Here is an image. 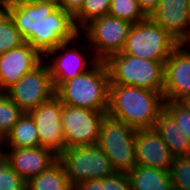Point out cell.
Here are the masks:
<instances>
[{"mask_svg": "<svg viewBox=\"0 0 190 190\" xmlns=\"http://www.w3.org/2000/svg\"><path fill=\"white\" fill-rule=\"evenodd\" d=\"M188 13H189V17H190V0H188Z\"/></svg>", "mask_w": 190, "mask_h": 190, "instance_id": "cell-39", "label": "cell"}, {"mask_svg": "<svg viewBox=\"0 0 190 190\" xmlns=\"http://www.w3.org/2000/svg\"><path fill=\"white\" fill-rule=\"evenodd\" d=\"M25 41L7 11L0 15V55L6 51L17 48Z\"/></svg>", "mask_w": 190, "mask_h": 190, "instance_id": "cell-23", "label": "cell"}, {"mask_svg": "<svg viewBox=\"0 0 190 190\" xmlns=\"http://www.w3.org/2000/svg\"><path fill=\"white\" fill-rule=\"evenodd\" d=\"M80 38L81 34L74 40L48 51L43 56V61L49 69L55 90L64 82L89 71L99 61L91 48H89L90 50L88 48L84 50L83 47H80L79 49L80 42H83L80 41ZM81 49L83 50L81 51ZM87 53L88 55H86Z\"/></svg>", "mask_w": 190, "mask_h": 190, "instance_id": "cell-7", "label": "cell"}, {"mask_svg": "<svg viewBox=\"0 0 190 190\" xmlns=\"http://www.w3.org/2000/svg\"><path fill=\"white\" fill-rule=\"evenodd\" d=\"M108 14L131 24L141 22L148 17L137 0H111Z\"/></svg>", "mask_w": 190, "mask_h": 190, "instance_id": "cell-25", "label": "cell"}, {"mask_svg": "<svg viewBox=\"0 0 190 190\" xmlns=\"http://www.w3.org/2000/svg\"><path fill=\"white\" fill-rule=\"evenodd\" d=\"M74 190H105L103 179L86 180L74 186Z\"/></svg>", "mask_w": 190, "mask_h": 190, "instance_id": "cell-32", "label": "cell"}, {"mask_svg": "<svg viewBox=\"0 0 190 190\" xmlns=\"http://www.w3.org/2000/svg\"><path fill=\"white\" fill-rule=\"evenodd\" d=\"M169 173L173 190H190V156L175 158Z\"/></svg>", "mask_w": 190, "mask_h": 190, "instance_id": "cell-27", "label": "cell"}, {"mask_svg": "<svg viewBox=\"0 0 190 190\" xmlns=\"http://www.w3.org/2000/svg\"><path fill=\"white\" fill-rule=\"evenodd\" d=\"M110 76L105 61H98L89 71L64 82L55 90L63 105L108 112Z\"/></svg>", "mask_w": 190, "mask_h": 190, "instance_id": "cell-2", "label": "cell"}, {"mask_svg": "<svg viewBox=\"0 0 190 190\" xmlns=\"http://www.w3.org/2000/svg\"><path fill=\"white\" fill-rule=\"evenodd\" d=\"M5 94L24 112L29 113L55 95L49 69L44 61L25 74Z\"/></svg>", "mask_w": 190, "mask_h": 190, "instance_id": "cell-9", "label": "cell"}, {"mask_svg": "<svg viewBox=\"0 0 190 190\" xmlns=\"http://www.w3.org/2000/svg\"><path fill=\"white\" fill-rule=\"evenodd\" d=\"M78 35L80 30L75 25L74 17L57 7L41 21L39 38L32 46L44 56L48 51L74 40Z\"/></svg>", "mask_w": 190, "mask_h": 190, "instance_id": "cell-12", "label": "cell"}, {"mask_svg": "<svg viewBox=\"0 0 190 190\" xmlns=\"http://www.w3.org/2000/svg\"><path fill=\"white\" fill-rule=\"evenodd\" d=\"M62 163L57 160L27 182L26 190H73Z\"/></svg>", "mask_w": 190, "mask_h": 190, "instance_id": "cell-22", "label": "cell"}, {"mask_svg": "<svg viewBox=\"0 0 190 190\" xmlns=\"http://www.w3.org/2000/svg\"><path fill=\"white\" fill-rule=\"evenodd\" d=\"M153 129L163 139L175 158L190 156L188 138L181 132L180 126L165 109L159 113Z\"/></svg>", "mask_w": 190, "mask_h": 190, "instance_id": "cell-19", "label": "cell"}, {"mask_svg": "<svg viewBox=\"0 0 190 190\" xmlns=\"http://www.w3.org/2000/svg\"><path fill=\"white\" fill-rule=\"evenodd\" d=\"M85 0H58L57 6L73 17L81 10Z\"/></svg>", "mask_w": 190, "mask_h": 190, "instance_id": "cell-31", "label": "cell"}, {"mask_svg": "<svg viewBox=\"0 0 190 190\" xmlns=\"http://www.w3.org/2000/svg\"><path fill=\"white\" fill-rule=\"evenodd\" d=\"M179 45L168 31L148 16L131 25L122 53L165 64Z\"/></svg>", "mask_w": 190, "mask_h": 190, "instance_id": "cell-4", "label": "cell"}, {"mask_svg": "<svg viewBox=\"0 0 190 190\" xmlns=\"http://www.w3.org/2000/svg\"><path fill=\"white\" fill-rule=\"evenodd\" d=\"M11 1L12 0H0V7H2L6 11Z\"/></svg>", "mask_w": 190, "mask_h": 190, "instance_id": "cell-35", "label": "cell"}, {"mask_svg": "<svg viewBox=\"0 0 190 190\" xmlns=\"http://www.w3.org/2000/svg\"><path fill=\"white\" fill-rule=\"evenodd\" d=\"M106 114L107 112L63 105L62 127L66 148L96 145L102 119Z\"/></svg>", "mask_w": 190, "mask_h": 190, "instance_id": "cell-10", "label": "cell"}, {"mask_svg": "<svg viewBox=\"0 0 190 190\" xmlns=\"http://www.w3.org/2000/svg\"><path fill=\"white\" fill-rule=\"evenodd\" d=\"M111 0H85L74 16L76 27L81 31L92 20L108 15Z\"/></svg>", "mask_w": 190, "mask_h": 190, "instance_id": "cell-24", "label": "cell"}, {"mask_svg": "<svg viewBox=\"0 0 190 190\" xmlns=\"http://www.w3.org/2000/svg\"><path fill=\"white\" fill-rule=\"evenodd\" d=\"M149 17L180 44H190L188 0H160Z\"/></svg>", "mask_w": 190, "mask_h": 190, "instance_id": "cell-16", "label": "cell"}, {"mask_svg": "<svg viewBox=\"0 0 190 190\" xmlns=\"http://www.w3.org/2000/svg\"><path fill=\"white\" fill-rule=\"evenodd\" d=\"M23 111L5 93H0V136L4 139L23 115Z\"/></svg>", "mask_w": 190, "mask_h": 190, "instance_id": "cell-26", "label": "cell"}, {"mask_svg": "<svg viewBox=\"0 0 190 190\" xmlns=\"http://www.w3.org/2000/svg\"><path fill=\"white\" fill-rule=\"evenodd\" d=\"M137 165L169 171L175 157L154 129H139L135 133Z\"/></svg>", "mask_w": 190, "mask_h": 190, "instance_id": "cell-17", "label": "cell"}, {"mask_svg": "<svg viewBox=\"0 0 190 190\" xmlns=\"http://www.w3.org/2000/svg\"><path fill=\"white\" fill-rule=\"evenodd\" d=\"M190 95V44H180L165 61V101L179 102Z\"/></svg>", "mask_w": 190, "mask_h": 190, "instance_id": "cell-13", "label": "cell"}, {"mask_svg": "<svg viewBox=\"0 0 190 190\" xmlns=\"http://www.w3.org/2000/svg\"><path fill=\"white\" fill-rule=\"evenodd\" d=\"M7 163V159H6V156H5V153H3L1 156H0V170L1 168Z\"/></svg>", "mask_w": 190, "mask_h": 190, "instance_id": "cell-36", "label": "cell"}, {"mask_svg": "<svg viewBox=\"0 0 190 190\" xmlns=\"http://www.w3.org/2000/svg\"><path fill=\"white\" fill-rule=\"evenodd\" d=\"M105 63L109 71L110 84L136 86L161 93L164 91L163 62L120 52L111 55Z\"/></svg>", "mask_w": 190, "mask_h": 190, "instance_id": "cell-3", "label": "cell"}, {"mask_svg": "<svg viewBox=\"0 0 190 190\" xmlns=\"http://www.w3.org/2000/svg\"><path fill=\"white\" fill-rule=\"evenodd\" d=\"M26 1H31L33 3H43V2L57 3L58 0H26Z\"/></svg>", "mask_w": 190, "mask_h": 190, "instance_id": "cell-37", "label": "cell"}, {"mask_svg": "<svg viewBox=\"0 0 190 190\" xmlns=\"http://www.w3.org/2000/svg\"><path fill=\"white\" fill-rule=\"evenodd\" d=\"M7 163L28 182L58 160V155L47 148H4Z\"/></svg>", "mask_w": 190, "mask_h": 190, "instance_id": "cell-18", "label": "cell"}, {"mask_svg": "<svg viewBox=\"0 0 190 190\" xmlns=\"http://www.w3.org/2000/svg\"><path fill=\"white\" fill-rule=\"evenodd\" d=\"M164 109L180 126L181 132H183L190 142V111L179 102L174 101H165Z\"/></svg>", "mask_w": 190, "mask_h": 190, "instance_id": "cell-28", "label": "cell"}, {"mask_svg": "<svg viewBox=\"0 0 190 190\" xmlns=\"http://www.w3.org/2000/svg\"><path fill=\"white\" fill-rule=\"evenodd\" d=\"M27 182L6 163L0 170V190H26Z\"/></svg>", "mask_w": 190, "mask_h": 190, "instance_id": "cell-29", "label": "cell"}, {"mask_svg": "<svg viewBox=\"0 0 190 190\" xmlns=\"http://www.w3.org/2000/svg\"><path fill=\"white\" fill-rule=\"evenodd\" d=\"M39 134L32 116L23 113L4 138V148H38Z\"/></svg>", "mask_w": 190, "mask_h": 190, "instance_id": "cell-21", "label": "cell"}, {"mask_svg": "<svg viewBox=\"0 0 190 190\" xmlns=\"http://www.w3.org/2000/svg\"><path fill=\"white\" fill-rule=\"evenodd\" d=\"M140 8L147 16L157 8L160 0H137Z\"/></svg>", "mask_w": 190, "mask_h": 190, "instance_id": "cell-33", "label": "cell"}, {"mask_svg": "<svg viewBox=\"0 0 190 190\" xmlns=\"http://www.w3.org/2000/svg\"><path fill=\"white\" fill-rule=\"evenodd\" d=\"M135 133L136 129L108 114L102 119L97 145L118 173H128L137 165Z\"/></svg>", "mask_w": 190, "mask_h": 190, "instance_id": "cell-5", "label": "cell"}, {"mask_svg": "<svg viewBox=\"0 0 190 190\" xmlns=\"http://www.w3.org/2000/svg\"><path fill=\"white\" fill-rule=\"evenodd\" d=\"M131 25L108 14L87 24L80 31L81 40H85L99 61H106L111 55L122 52Z\"/></svg>", "mask_w": 190, "mask_h": 190, "instance_id": "cell-8", "label": "cell"}, {"mask_svg": "<svg viewBox=\"0 0 190 190\" xmlns=\"http://www.w3.org/2000/svg\"><path fill=\"white\" fill-rule=\"evenodd\" d=\"M179 103L183 105L188 111H190V95L185 96L179 101Z\"/></svg>", "mask_w": 190, "mask_h": 190, "instance_id": "cell-34", "label": "cell"}, {"mask_svg": "<svg viewBox=\"0 0 190 190\" xmlns=\"http://www.w3.org/2000/svg\"><path fill=\"white\" fill-rule=\"evenodd\" d=\"M42 61L43 56L27 42L0 55V93H5Z\"/></svg>", "mask_w": 190, "mask_h": 190, "instance_id": "cell-14", "label": "cell"}, {"mask_svg": "<svg viewBox=\"0 0 190 190\" xmlns=\"http://www.w3.org/2000/svg\"><path fill=\"white\" fill-rule=\"evenodd\" d=\"M127 175L131 190H173L169 171L136 165Z\"/></svg>", "mask_w": 190, "mask_h": 190, "instance_id": "cell-20", "label": "cell"}, {"mask_svg": "<svg viewBox=\"0 0 190 190\" xmlns=\"http://www.w3.org/2000/svg\"><path fill=\"white\" fill-rule=\"evenodd\" d=\"M4 153V139L0 136V156Z\"/></svg>", "mask_w": 190, "mask_h": 190, "instance_id": "cell-38", "label": "cell"}, {"mask_svg": "<svg viewBox=\"0 0 190 190\" xmlns=\"http://www.w3.org/2000/svg\"><path fill=\"white\" fill-rule=\"evenodd\" d=\"M58 160L73 187L79 182L103 179L116 173L110 159L97 144L67 147Z\"/></svg>", "mask_w": 190, "mask_h": 190, "instance_id": "cell-6", "label": "cell"}, {"mask_svg": "<svg viewBox=\"0 0 190 190\" xmlns=\"http://www.w3.org/2000/svg\"><path fill=\"white\" fill-rule=\"evenodd\" d=\"M62 109V102L54 95L29 112L39 134L40 147L50 149L58 156L66 148L62 127Z\"/></svg>", "mask_w": 190, "mask_h": 190, "instance_id": "cell-11", "label": "cell"}, {"mask_svg": "<svg viewBox=\"0 0 190 190\" xmlns=\"http://www.w3.org/2000/svg\"><path fill=\"white\" fill-rule=\"evenodd\" d=\"M164 103L161 92L136 86L110 84L107 114L136 130L153 129L159 113L164 109Z\"/></svg>", "mask_w": 190, "mask_h": 190, "instance_id": "cell-1", "label": "cell"}, {"mask_svg": "<svg viewBox=\"0 0 190 190\" xmlns=\"http://www.w3.org/2000/svg\"><path fill=\"white\" fill-rule=\"evenodd\" d=\"M105 190H131L127 173L116 172L110 177L103 178Z\"/></svg>", "mask_w": 190, "mask_h": 190, "instance_id": "cell-30", "label": "cell"}, {"mask_svg": "<svg viewBox=\"0 0 190 190\" xmlns=\"http://www.w3.org/2000/svg\"><path fill=\"white\" fill-rule=\"evenodd\" d=\"M5 10L2 8V7H0V15L4 12Z\"/></svg>", "mask_w": 190, "mask_h": 190, "instance_id": "cell-40", "label": "cell"}, {"mask_svg": "<svg viewBox=\"0 0 190 190\" xmlns=\"http://www.w3.org/2000/svg\"><path fill=\"white\" fill-rule=\"evenodd\" d=\"M57 7V3L12 0L6 11L12 17L24 41L32 45L39 38L41 21Z\"/></svg>", "mask_w": 190, "mask_h": 190, "instance_id": "cell-15", "label": "cell"}]
</instances>
